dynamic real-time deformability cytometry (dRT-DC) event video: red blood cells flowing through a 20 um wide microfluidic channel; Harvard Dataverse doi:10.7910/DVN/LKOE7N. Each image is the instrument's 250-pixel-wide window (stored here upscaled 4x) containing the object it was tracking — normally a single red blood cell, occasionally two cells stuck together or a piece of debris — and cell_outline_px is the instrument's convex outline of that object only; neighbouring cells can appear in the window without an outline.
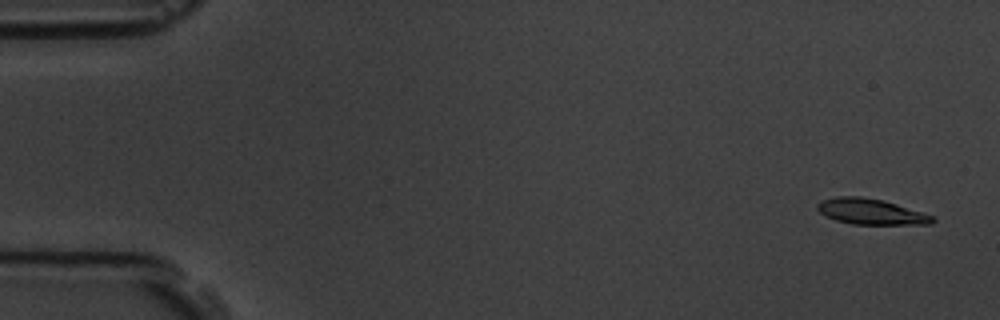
{"species": "common noctule bat (a hibernating species)", "species_latin": "Nyctalus noctula", "temperature_condition": "room temperature", "stored_images_in_passage": 4, "camera_frame_rate_fps": 3000, "um_per_image_px": 0.085, "animal": {"sex": "male", "body_mass_g": 19.5, "forearm_length_mm": 54.6}, "frame": {"image": 1, "passage_image": 1, "time_ms": 0.0, "image_size_px": [1000, 320], "cell_outline_px": [[936, 220], [932, 224], [852, 224], [836, 220], [820, 212], [816, 208], [816, 204], [824, 200], [836, 196], [860, 196], [884, 200], [924, 212], [932, 216]], "centroid_in_image_um": [74.06, 17.98], "position_along_channel_um": 10.9, "area_um2": 17.22}}
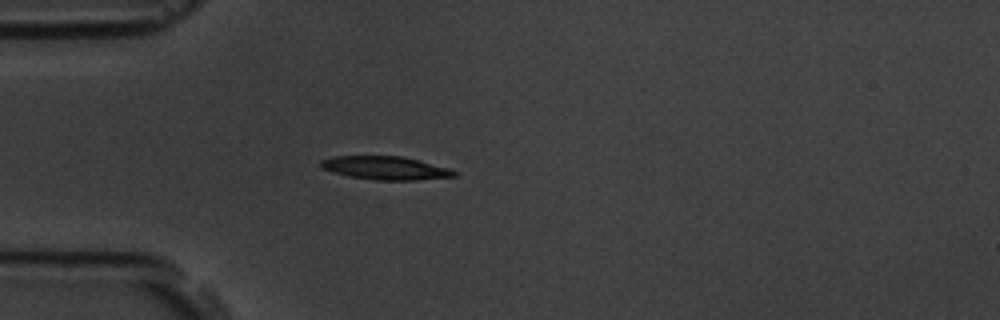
{"frame": {"image": 2, "passage_image": 4, "time_ms": 4.333, "image_size_px": [1000, 320], "cell_outline_px": [[456, 176], [416, 180], [376, 180], [348, 176], [320, 168], [320, 160], [332, 156], [400, 156], [452, 168], [456, 172]], "centroid_in_image_um": [32.75, 14.28], "position_along_channel_um": 52.2, "area_um2": 18.15}}